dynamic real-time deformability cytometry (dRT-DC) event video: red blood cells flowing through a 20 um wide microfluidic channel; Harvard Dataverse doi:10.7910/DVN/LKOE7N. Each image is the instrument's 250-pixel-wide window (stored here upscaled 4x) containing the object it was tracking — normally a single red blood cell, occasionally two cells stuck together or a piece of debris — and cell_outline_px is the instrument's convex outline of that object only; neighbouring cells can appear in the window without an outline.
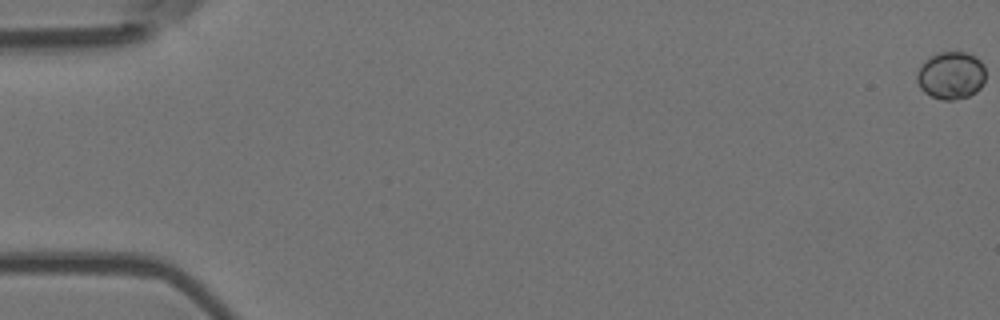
{"species": "Egyptian fruit bat (a non-hibernating species)", "species_latin": "Rousettus aegyptiacus", "temperature_condition": "room temperature", "stored_images_in_passage": 4, "camera_frame_rate_fps": 3000, "um_per_image_px": 0.085, "animal": {"sex": "female"}, "frame": {"image": 1, "passage_image": 1, "time_ms": 0.0, "image_size_px": [1000, 320], "cell_outline_px": [[984, 84], [976, 92], [968, 96], [956, 100], [944, 100], [932, 96], [924, 92], [920, 88], [916, 80], [916, 72], [924, 60], [940, 52], [964, 52], [976, 56], [984, 64]], "centroid_in_image_um": [80.83, 6.41], "position_along_channel_um": 4.2, "area_um2": 19.19}}